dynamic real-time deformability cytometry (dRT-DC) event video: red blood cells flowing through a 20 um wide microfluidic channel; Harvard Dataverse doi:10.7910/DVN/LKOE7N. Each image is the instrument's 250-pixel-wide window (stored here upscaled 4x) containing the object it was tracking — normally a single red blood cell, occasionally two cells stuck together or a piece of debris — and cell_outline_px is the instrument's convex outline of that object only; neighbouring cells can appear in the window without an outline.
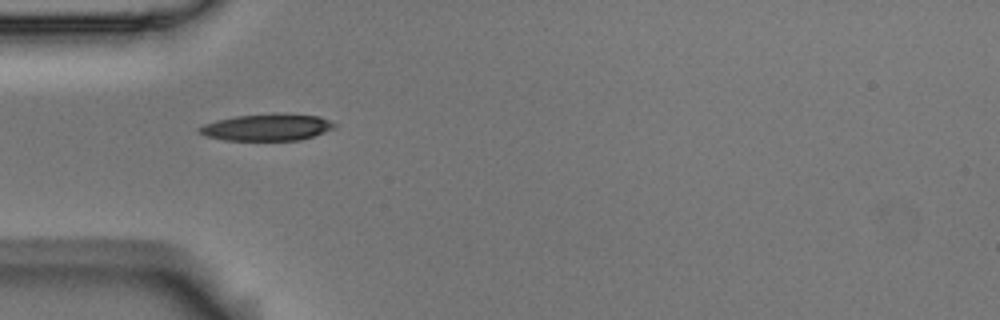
{"species": "Egyptian fruit bat (a non-hibernating species)", "species_latin": "Rousettus aegyptiacus", "temperature_condition": "room temperature", "stored_images_in_passage": 3, "camera_frame_rate_fps": 3000, "um_per_image_px": 0.085, "animal": {"sex": "male"}, "frame": {"image": 1, "passage_image": 2, "time_ms": 0.333, "image_size_px": [1000, 320], "cell_outline_px": [[336, 128], [300, 140], [224, 140], [204, 136], [196, 128], [204, 124], [216, 120], [236, 116], [272, 112], [320, 116], [336, 124]], "centroid_in_image_um": [22.69, 10.8], "position_along_channel_um": 62.3, "area_um2": 21.33}}
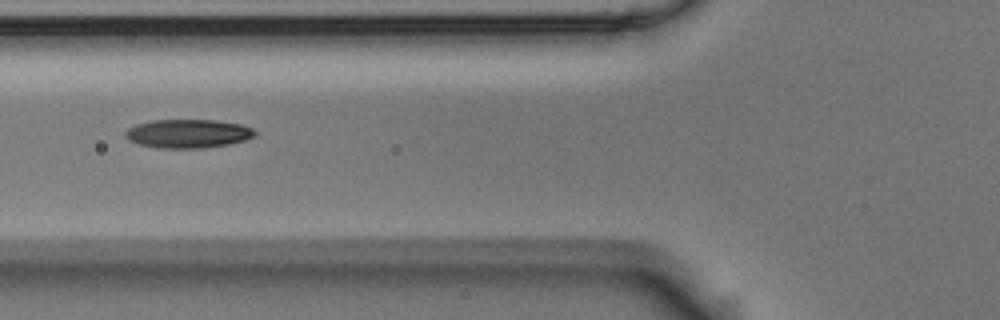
{"frame": {"image": 2, "passage_image": 3, "time_ms": 0.667, "image_size_px": [1000, 320], "cell_outline_px": [[256, 136], [244, 140], [228, 144], [204, 148], [160, 148], [140, 144], [128, 140], [124, 136], [124, 132], [128, 128], [136, 124], [152, 120], [216, 120], [244, 124], [252, 128], [256, 132]], "centroid_in_image_um": [15.99, 11.35], "position_along_channel_um": 109.8, "area_um2": 21.79}}